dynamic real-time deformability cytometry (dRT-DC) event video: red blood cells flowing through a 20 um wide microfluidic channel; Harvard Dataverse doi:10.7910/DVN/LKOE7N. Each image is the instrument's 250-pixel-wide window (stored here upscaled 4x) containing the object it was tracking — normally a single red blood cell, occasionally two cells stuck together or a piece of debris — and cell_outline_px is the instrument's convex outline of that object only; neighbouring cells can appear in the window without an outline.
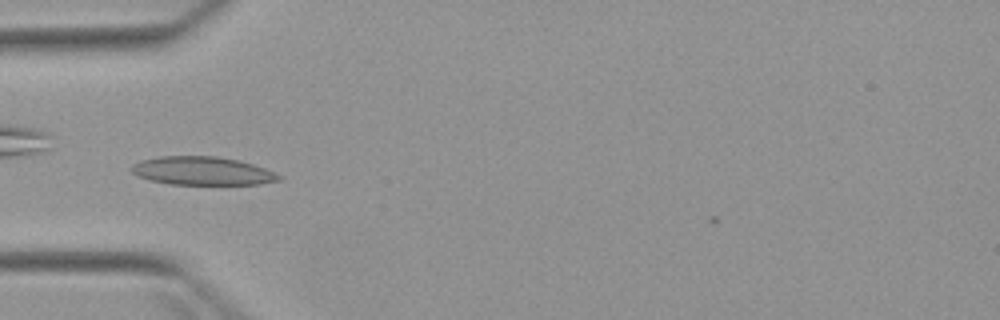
{"species": "Egyptian fruit bat (a non-hibernating species)", "species_latin": "Rousettus aegyptiacus", "temperature_condition": "warm", "stored_images_in_passage": 1, "camera_frame_rate_fps": 3000, "um_per_image_px": 0.085, "animal": {"sex": "female"}, "frame": {"image": 1, "passage_image": 1, "time_ms": 0.0, "image_size_px": [1000, 320], "cell_outline_px": [[284, 176], [280, 180], [260, 184], [168, 184], [148, 180], [136, 176], [128, 168], [132, 164], [140, 160], [160, 156], [216, 156], [240, 160], [264, 168]], "centroid_in_image_um": [17.15, 14.52], "position_along_channel_um": 67.8, "area_um2": 24.62}}